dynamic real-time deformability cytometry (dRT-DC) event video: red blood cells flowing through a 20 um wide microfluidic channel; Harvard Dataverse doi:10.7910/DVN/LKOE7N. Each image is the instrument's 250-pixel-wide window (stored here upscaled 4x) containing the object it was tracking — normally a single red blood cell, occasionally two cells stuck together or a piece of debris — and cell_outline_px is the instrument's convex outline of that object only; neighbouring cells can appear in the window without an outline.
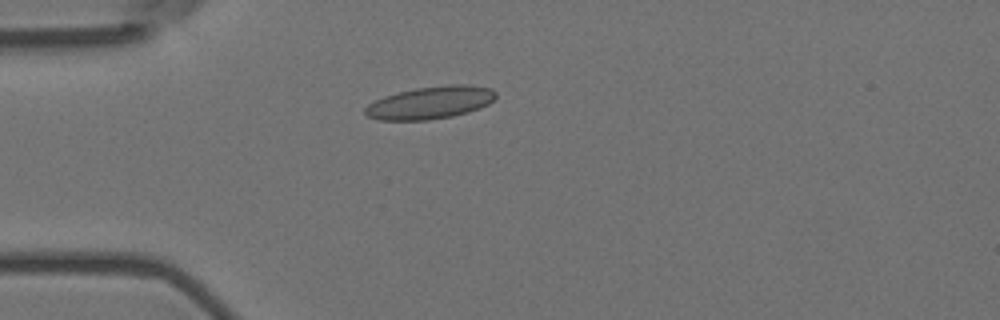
{"species": "Egyptian fruit bat (a non-hibernating species)", "species_latin": "Rousettus aegyptiacus", "temperature_condition": "room temperature", "stored_images_in_passage": 4, "camera_frame_rate_fps": 3000, "um_per_image_px": 0.085, "animal": {"sex": "female"}, "frame": {"image": 1, "passage_image": 4, "time_ms": 1.0, "image_size_px": [1000, 320], "cell_outline_px": [[496, 96], [488, 104], [480, 108], [468, 112], [452, 116], [428, 120], [380, 120], [368, 116], [364, 112], [364, 108], [368, 104], [384, 96], [416, 88], [452, 84], [464, 84], [492, 88], [496, 92]], "centroid_in_image_um": [36.59, 8.72], "position_along_channel_um": 48.4, "area_um2": 24.68}}